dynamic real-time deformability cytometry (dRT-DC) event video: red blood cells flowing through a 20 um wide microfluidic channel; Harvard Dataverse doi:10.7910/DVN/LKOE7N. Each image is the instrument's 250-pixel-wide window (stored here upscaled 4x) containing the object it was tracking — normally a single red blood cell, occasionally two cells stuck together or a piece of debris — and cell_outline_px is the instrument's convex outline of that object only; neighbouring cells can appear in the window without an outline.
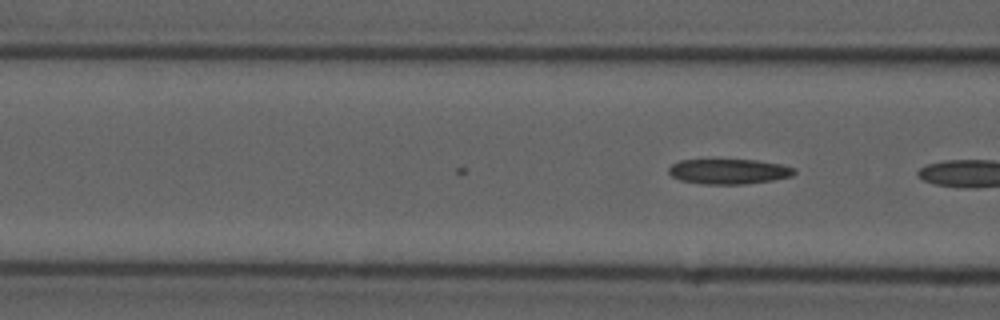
{"species": "common noctule bat (a hibernating species)", "species_latin": "Nyctalus noctula", "temperature_condition": "cold", "stored_images_in_passage": 4, "camera_frame_rate_fps": 3000, "um_per_image_px": 0.085, "animal": {"sex": "male", "forearm_length_mm": 52.5}, "frame": {"image": 1, "passage_image": 4, "time_ms": 1.0, "image_size_px": [1000, 320], "cell_outline_px": [[796, 172], [792, 176], [772, 180], [744, 184], [704, 184], [680, 180], [672, 176], [668, 172], [668, 168], [672, 164], [680, 160], [756, 160], [784, 164], [796, 168]], "centroid_in_image_um": [61.98, 14.57], "position_along_channel_um": 104.6, "area_um2": 18.44}}